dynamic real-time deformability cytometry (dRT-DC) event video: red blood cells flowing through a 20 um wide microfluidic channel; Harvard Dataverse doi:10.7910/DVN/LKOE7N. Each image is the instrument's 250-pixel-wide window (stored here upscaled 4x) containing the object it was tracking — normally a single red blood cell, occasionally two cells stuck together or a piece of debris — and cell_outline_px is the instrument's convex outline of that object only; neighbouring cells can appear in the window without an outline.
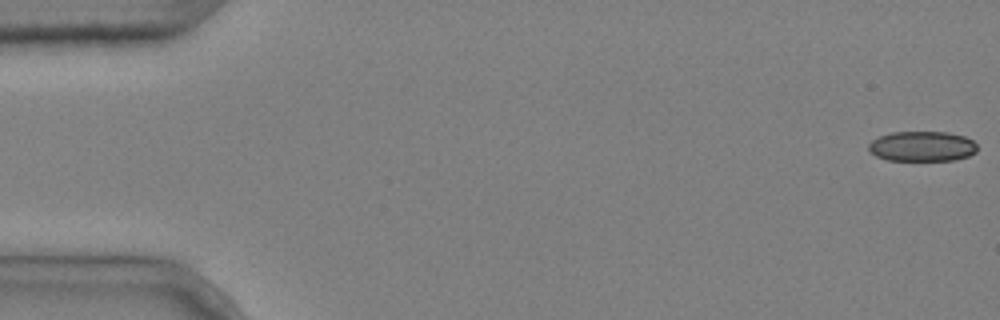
{"species": "common noctule bat (a hibernating species)", "species_latin": "Nyctalus noctula", "temperature_condition": "cold", "stored_images_in_passage": 3, "camera_frame_rate_fps": 3000, "um_per_image_px": 0.085, "animal": {"sex": "male", "body_mass_g": 20.4}, "frame": {"image": 1, "passage_image": 1, "time_ms": 0.0, "image_size_px": [1000, 320], "cell_outline_px": [[976, 152], [968, 156], [956, 160], [888, 160], [876, 156], [868, 148], [868, 144], [872, 140], [880, 136], [892, 132], [948, 132], [964, 136], [972, 140], [976, 144]], "centroid_in_image_um": [78.39, 12.43], "position_along_channel_um": 6.6, "area_um2": 19.02}}